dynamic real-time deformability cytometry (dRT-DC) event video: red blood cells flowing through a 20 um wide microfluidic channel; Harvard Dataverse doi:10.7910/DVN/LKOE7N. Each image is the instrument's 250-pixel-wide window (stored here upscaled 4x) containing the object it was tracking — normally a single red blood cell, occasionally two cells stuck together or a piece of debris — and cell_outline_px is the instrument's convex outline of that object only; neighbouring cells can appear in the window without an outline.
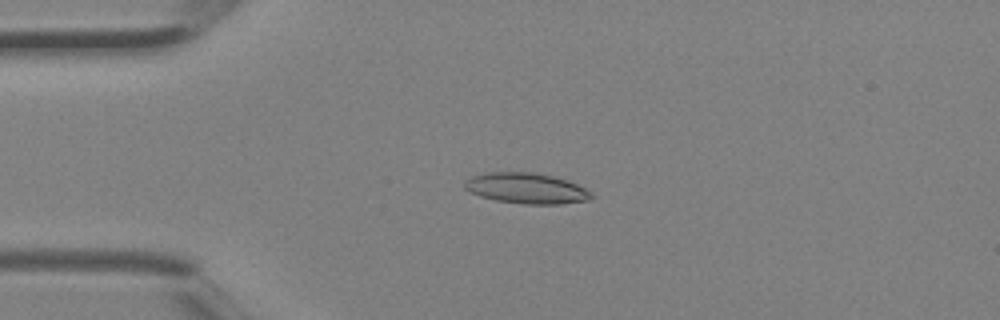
{"species": "Egyptian fruit bat (a non-hibernating species)", "species_latin": "Rousettus aegyptiacus", "temperature_condition": "room temperature", "stored_images_in_passage": 3, "camera_frame_rate_fps": 3000, "um_per_image_px": 0.085, "animal": {"sex": "female"}, "frame": {"image": 1, "passage_image": 2, "time_ms": 0.333, "image_size_px": [1000, 320], "cell_outline_px": [[596, 196], [588, 200], [560, 204], [524, 204], [496, 200], [480, 196], [464, 188], [464, 180], [472, 176], [484, 172], [536, 172], [568, 180], [592, 192]], "centroid_in_image_um": [44.75, 16.0], "position_along_channel_um": 40.3, "area_um2": 22.77}}